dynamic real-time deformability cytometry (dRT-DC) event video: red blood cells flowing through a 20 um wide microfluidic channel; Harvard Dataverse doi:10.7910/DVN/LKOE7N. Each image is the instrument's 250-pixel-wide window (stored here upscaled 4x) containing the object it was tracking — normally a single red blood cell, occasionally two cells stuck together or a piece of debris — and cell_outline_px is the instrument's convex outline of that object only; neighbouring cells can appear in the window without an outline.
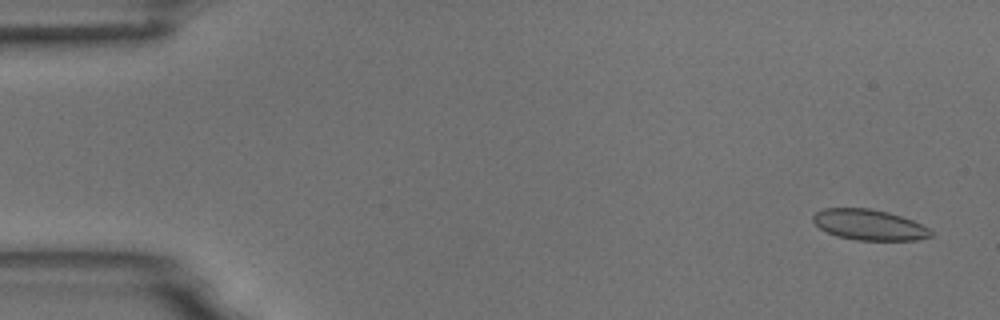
{"species": "common noctule bat (a hibernating species)", "species_latin": "Nyctalus noctula", "temperature_condition": "room temperature", "stored_images_in_passage": 5, "camera_frame_rate_fps": 3000, "um_per_image_px": 0.085, "animal": {"sex": "male", "body_mass_g": 18.8}, "frame": {"image": 1, "passage_image": 1, "time_ms": 0.0, "image_size_px": [1000, 320], "cell_outline_px": [[932, 236], [916, 240], [856, 240], [836, 236], [820, 228], [812, 220], [812, 216], [816, 212], [824, 208], [868, 208], [888, 212], [912, 220], [928, 228], [932, 232]], "centroid_in_image_um": [73.86, 19.11], "position_along_channel_um": 11.1, "area_um2": 20.92}}